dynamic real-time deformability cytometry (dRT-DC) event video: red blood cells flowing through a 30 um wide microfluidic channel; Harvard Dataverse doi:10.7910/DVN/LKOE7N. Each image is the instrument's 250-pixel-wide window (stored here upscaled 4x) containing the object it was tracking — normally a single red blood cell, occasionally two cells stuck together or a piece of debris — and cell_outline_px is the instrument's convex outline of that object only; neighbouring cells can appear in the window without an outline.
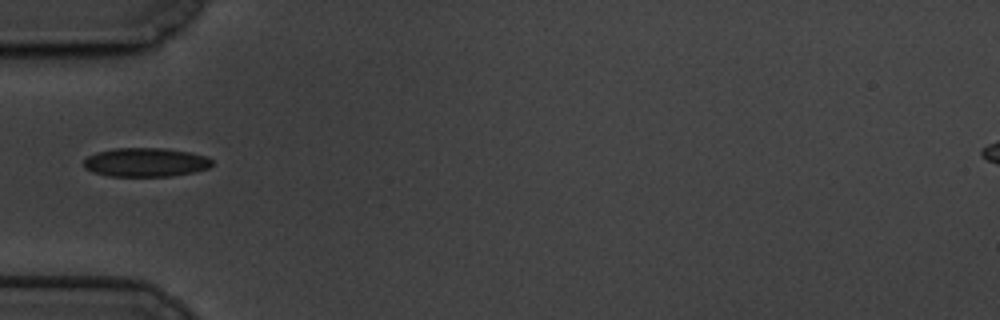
{"species": "common noctule bat (a hibernating species)", "species_latin": "Nyctalus noctula", "temperature_condition": "cold", "stored_images_in_passage": 7, "camera_frame_rate_fps": 3000, "um_per_image_px": 0.085, "animal": {"sex": "male", "body_mass_g": 19.5, "forearm_length_mm": 54.6}, "frame": {"image": 1, "passage_image": 1, "time_ms": 0.0, "image_size_px": [1000, 320], "cell_outline_px": [[212, 164], [208, 168], [196, 172], [172, 176], [108, 176], [92, 172], [84, 168], [84, 160], [88, 156], [96, 152], [112, 148], [164, 148], [188, 152], [208, 156], [212, 160]], "centroid_in_image_um": [12.37, 13.79], "position_along_channel_um": 72.6, "area_um2": 21.79}}
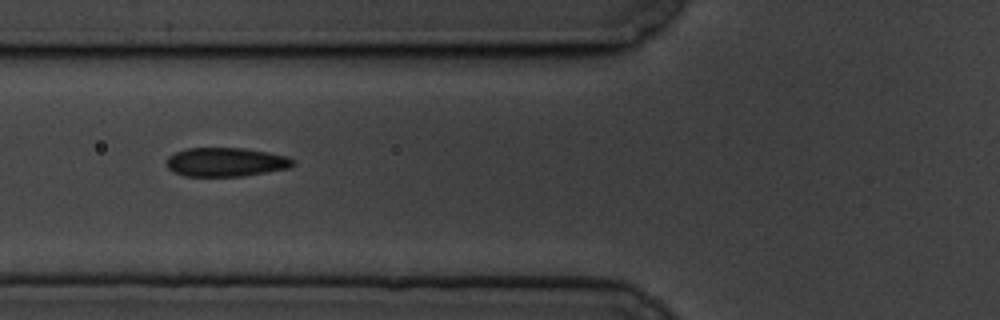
{"frame": {"image": 2, "passage_image": 4, "time_ms": 1.0, "image_size_px": [1000, 320], "cell_outline_px": [[296, 160], [288, 168], [244, 176], [184, 176], [172, 172], [164, 164], [168, 156], [176, 152], [188, 148], [244, 148], [268, 152], [288, 156]], "centroid_in_image_um": [19.16, 13.77], "position_along_channel_um": 106.6, "area_um2": 21.44}}